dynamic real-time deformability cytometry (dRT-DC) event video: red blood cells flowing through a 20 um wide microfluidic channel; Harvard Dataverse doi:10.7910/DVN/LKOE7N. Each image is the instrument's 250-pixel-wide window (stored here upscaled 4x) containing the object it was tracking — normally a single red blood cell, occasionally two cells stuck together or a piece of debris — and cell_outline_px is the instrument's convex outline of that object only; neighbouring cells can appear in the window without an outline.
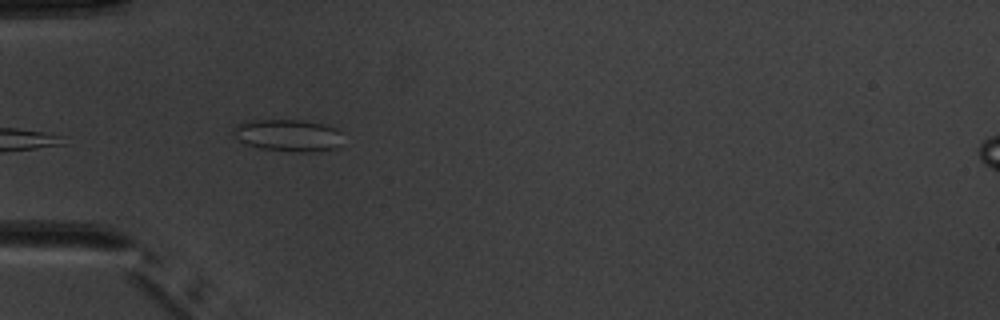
{"species": "common noctule bat (a hibernating species)", "species_latin": "Nyctalus noctula", "temperature_condition": "warm", "stored_images_in_passage": 8, "camera_frame_rate_fps": 3000, "um_per_image_px": 0.085, "animal": {"sex": "male", "body_mass_g": 20.1, "forearm_length_mm": 53.5}, "frame": {"image": 1, "passage_image": 4, "time_ms": 4.333, "image_size_px": [1000, 320], "cell_outline_px": [[340, 132], [336, 148], [308, 152], [292, 152], [260, 148], [244, 144], [232, 132], [232, 128], [236, 124], [244, 120], [300, 120], [324, 124], [336, 128]], "centroid_in_image_um": [24.4, 11.49], "position_along_channel_um": 60.6, "area_um2": 20.4}}
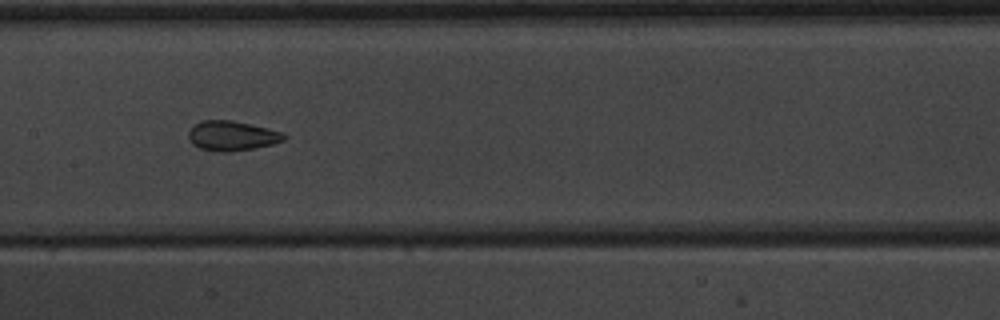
{"frame": {"image": 2, "passage_image": 7, "time_ms": 7.667, "image_size_px": [1000, 320], "cell_outline_px": [[288, 136], [284, 140], [272, 144], [252, 148], [228, 152], [216, 152], [200, 148], [192, 144], [188, 136], [188, 132], [192, 124], [200, 120], [232, 120], [268, 128], [284, 132]], "centroid_in_image_um": [19.69, 11.53], "position_along_channel_um": 187.7, "area_um2": 16.76}}
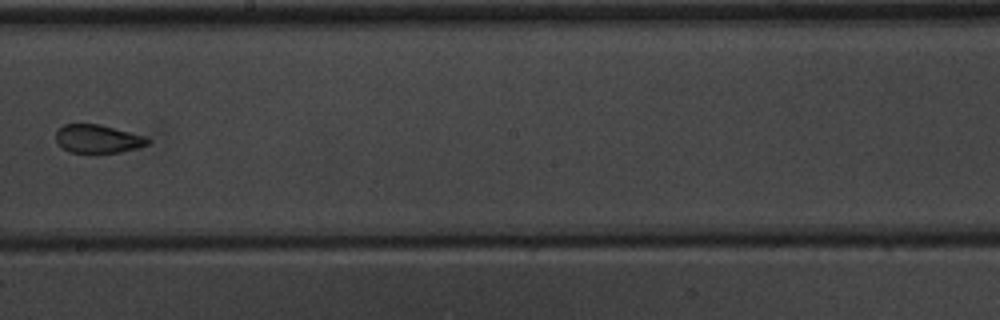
{"frame": {"image": 3, "passage_image": 8, "time_ms": 9.0, "image_size_px": [1000, 320], "cell_outline_px": [[152, 140], [148, 144], [136, 148], [120, 152], [96, 156], [68, 152], [56, 140], [56, 132], [64, 124], [100, 124], [144, 136]], "centroid_in_image_um": [8.31, 11.85], "position_along_channel_um": 239.9, "area_um2": 15.66}}